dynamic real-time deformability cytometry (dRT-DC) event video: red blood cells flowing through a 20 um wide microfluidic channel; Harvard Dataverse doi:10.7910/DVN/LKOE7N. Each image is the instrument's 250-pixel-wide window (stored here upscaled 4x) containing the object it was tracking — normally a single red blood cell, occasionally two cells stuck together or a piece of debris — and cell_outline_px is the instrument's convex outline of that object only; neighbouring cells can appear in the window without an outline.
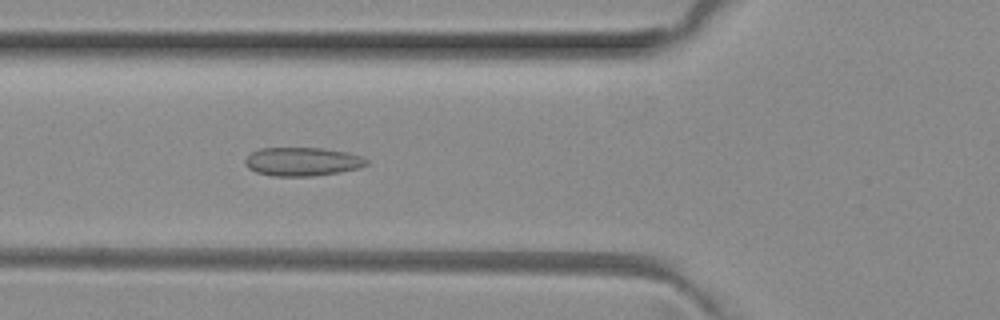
{"species": "common noctule bat (a hibernating species)", "species_latin": "Nyctalus noctula", "temperature_condition": "room temperature", "stored_images_in_passage": 4, "camera_frame_rate_fps": 3000, "um_per_image_px": 0.085, "animal": {"sex": "female", "body_mass_g": 29.2, "forearm_length_mm": 56.3}, "frame": {"image": 1, "passage_image": 4, "time_ms": 1.0, "image_size_px": [1000, 320], "cell_outline_px": [[368, 164], [356, 168], [340, 172], [312, 176], [272, 176], [256, 172], [248, 168], [244, 164], [244, 160], [252, 152], [260, 148], [324, 148], [348, 152], [360, 156], [368, 160]], "centroid_in_image_um": [25.67, 13.73], "position_along_channel_um": 100.1, "area_um2": 20.23}}